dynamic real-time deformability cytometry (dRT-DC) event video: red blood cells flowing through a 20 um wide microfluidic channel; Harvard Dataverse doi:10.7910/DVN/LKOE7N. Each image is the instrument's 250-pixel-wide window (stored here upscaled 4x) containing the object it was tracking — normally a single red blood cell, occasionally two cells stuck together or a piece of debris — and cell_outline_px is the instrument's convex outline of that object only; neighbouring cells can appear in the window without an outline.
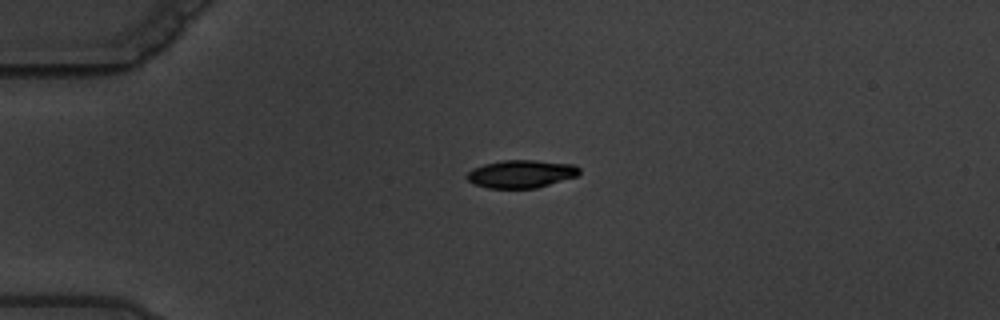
{"species": "common noctule bat (a hibernating species)", "species_latin": "Nyctalus noctula", "temperature_condition": "warm", "stored_images_in_passage": 6, "camera_frame_rate_fps": 3000, "um_per_image_px": 0.085, "animal": {"sex": "male", "body_mass_g": 19.5, "forearm_length_mm": 54.6}, "frame": {"image": 1, "passage_image": 5, "time_ms": 4.333, "image_size_px": [1000, 320], "cell_outline_px": [[580, 172], [576, 176], [536, 188], [488, 188], [476, 184], [468, 180], [464, 176], [472, 168], [484, 164], [504, 160], [536, 160], [572, 164], [580, 168]], "centroid_in_image_um": [44.27, 14.77], "position_along_channel_um": 40.7, "area_um2": 18.15}}